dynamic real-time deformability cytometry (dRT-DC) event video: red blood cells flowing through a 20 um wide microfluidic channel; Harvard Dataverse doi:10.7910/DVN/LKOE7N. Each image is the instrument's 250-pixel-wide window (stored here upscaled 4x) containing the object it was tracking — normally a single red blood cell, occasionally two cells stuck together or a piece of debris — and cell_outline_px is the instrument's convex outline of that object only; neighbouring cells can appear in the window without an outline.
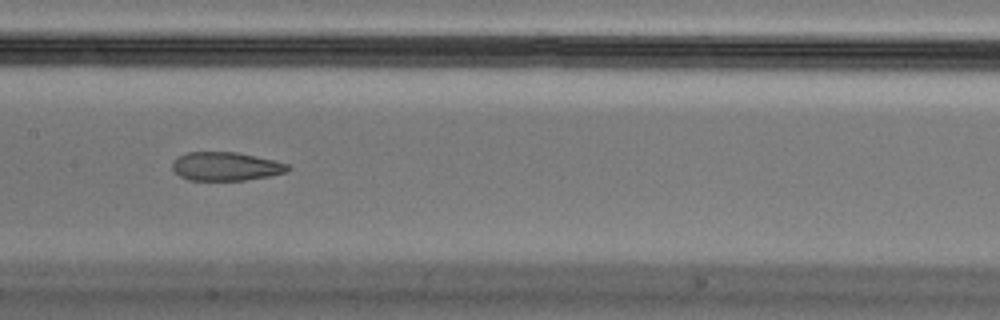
{"species": "Egyptian fruit bat (a non-hibernating species)", "species_latin": "Rousettus aegyptiacus", "temperature_condition": "cold", "stored_images_in_passage": 44, "camera_frame_rate_fps": 3000, "um_per_image_px": 0.085, "animal": {"sex": "male"}, "frame": {"image": 1, "passage_image": 19, "time_ms": 6.0, "image_size_px": [1000, 320], "cell_outline_px": [[292, 168], [288, 172], [268, 176], [244, 180], [188, 180], [180, 176], [172, 168], [172, 160], [176, 156], [188, 152], [236, 152], [256, 156], [288, 164]], "centroid_in_image_um": [19.18, 14.14], "position_along_channel_um": 188.2, "area_um2": 19.31}}